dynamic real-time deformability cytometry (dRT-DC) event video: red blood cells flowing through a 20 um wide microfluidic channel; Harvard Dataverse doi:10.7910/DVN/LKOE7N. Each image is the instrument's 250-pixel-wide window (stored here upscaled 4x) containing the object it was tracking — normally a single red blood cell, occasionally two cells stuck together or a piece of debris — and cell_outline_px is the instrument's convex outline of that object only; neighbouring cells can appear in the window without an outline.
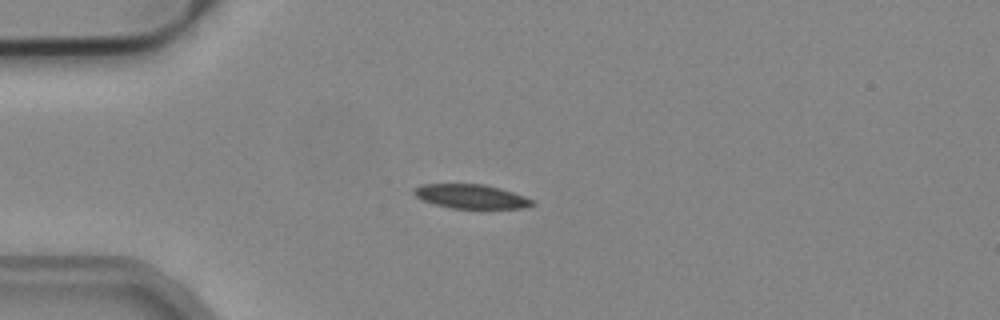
{"species": "common noctule bat (a hibernating species)", "species_latin": "Nyctalus noctula", "temperature_condition": "cold", "stored_images_in_passage": 3, "camera_frame_rate_fps": 3000, "um_per_image_px": 0.085, "animal": {"sex": "male", "body_mass_g": 19.2, "forearm_length_mm": 51.8}, "frame": {"image": 1, "passage_image": 2, "time_ms": 0.333, "image_size_px": [1000, 320], "cell_outline_px": [[536, 204], [524, 208], [452, 208], [436, 204], [424, 200], [416, 196], [412, 192], [412, 188], [420, 184], [484, 184], [500, 188], [524, 196], [532, 200]], "centroid_in_image_um": [40.02, 16.69], "position_along_channel_um": 45.0, "area_um2": 16.53}}